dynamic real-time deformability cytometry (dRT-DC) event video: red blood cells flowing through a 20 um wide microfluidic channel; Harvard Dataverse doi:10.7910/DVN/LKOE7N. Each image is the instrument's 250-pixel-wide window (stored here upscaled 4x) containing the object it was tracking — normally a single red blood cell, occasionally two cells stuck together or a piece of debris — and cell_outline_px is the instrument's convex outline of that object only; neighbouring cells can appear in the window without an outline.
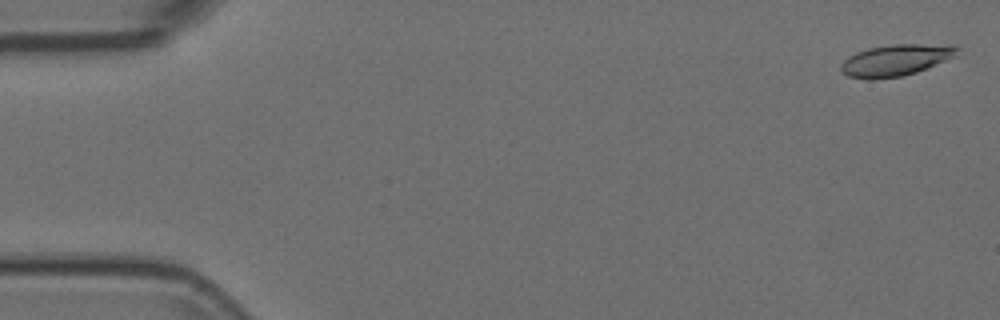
{"species": "Egyptian fruit bat (a non-hibernating species)", "species_latin": "Rousettus aegyptiacus", "temperature_condition": "room temperature", "stored_images_in_passage": 55, "camera_frame_rate_fps": 3000, "um_per_image_px": 0.085, "animal": {"sex": "female"}, "frame": {"image": 1, "passage_image": 2, "time_ms": 0.333, "image_size_px": [1000, 320], "cell_outline_px": [[960, 48], [956, 56], [916, 72], [904, 76], [872, 80], [868, 80], [848, 76], [840, 68], [840, 64], [848, 56], [856, 52], [868, 48], [892, 44], [956, 44]], "centroid_in_image_um": [76.16, 5.11], "position_along_channel_um": 8.8, "area_um2": 21.62}}
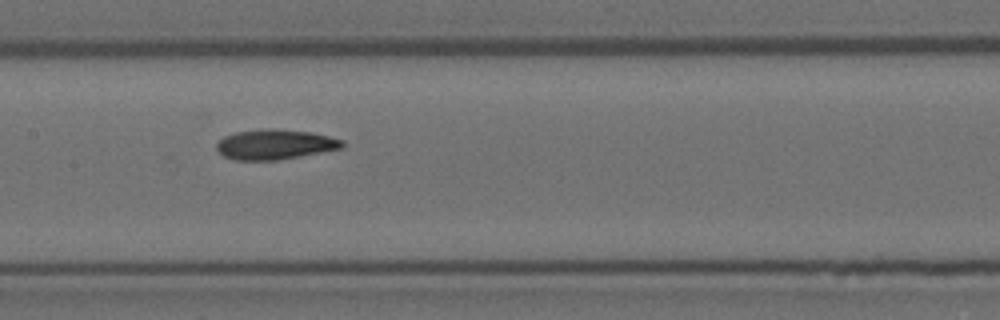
{"frame": {"image": 2, "passage_image": 27, "time_ms": 8.667, "image_size_px": [1000, 320], "cell_outline_px": [[344, 148], [300, 156], [276, 160], [236, 160], [224, 156], [216, 148], [216, 144], [224, 136], [236, 132], [268, 128], [272, 128], [312, 132], [344, 140]], "centroid_in_image_um": [23.4, 12.27], "position_along_channel_um": 184.0, "area_um2": 21.96}}
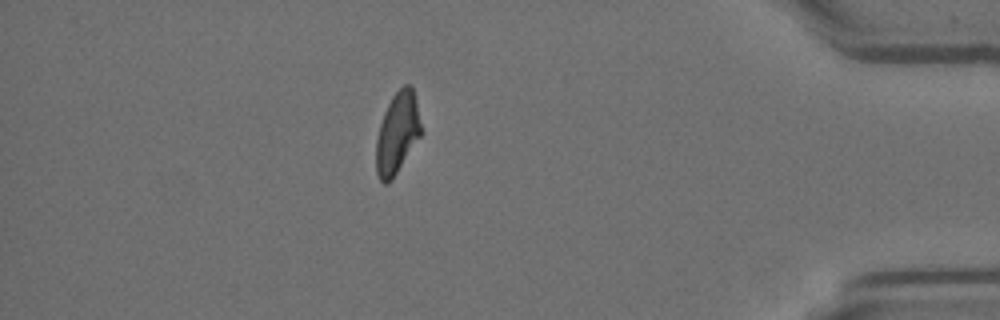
{"frame": {"image": 3, "passage_image": 48, "time_ms": 15.667, "image_size_px": [1000, 320], "cell_outline_px": [[420, 136], [392, 180], [388, 184], [384, 184], [380, 180], [376, 172], [376, 140], [380, 124], [384, 112], [392, 96], [404, 84], [408, 84], [412, 88], [416, 100], [420, 124]], "centroid_in_image_um": [33.74, 11.34], "position_along_channel_um": 401.5, "area_um2": 20.98}}